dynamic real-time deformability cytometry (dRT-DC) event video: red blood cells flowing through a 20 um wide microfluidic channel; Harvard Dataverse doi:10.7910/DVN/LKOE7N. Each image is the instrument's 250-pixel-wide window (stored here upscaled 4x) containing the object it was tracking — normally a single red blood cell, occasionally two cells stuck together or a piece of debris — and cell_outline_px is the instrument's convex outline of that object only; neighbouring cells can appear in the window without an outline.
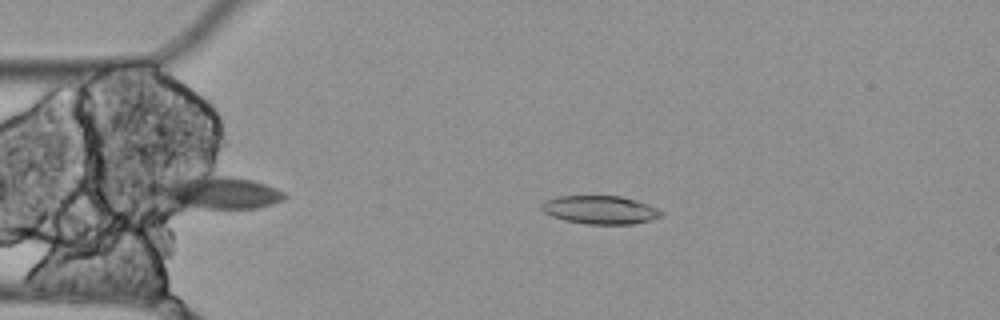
{"species": "Egyptian fruit bat (a non-hibernating species)", "species_latin": "Rousettus aegyptiacus", "temperature_condition": "cold", "stored_images_in_passage": 3, "camera_frame_rate_fps": 3000, "um_per_image_px": 0.085, "animal": {"sex": "female"}, "frame": {"image": 1, "passage_image": 2, "time_ms": 0.333, "image_size_px": [1000, 320], "cell_outline_px": [[664, 216], [652, 220], [632, 224], [584, 224], [564, 220], [552, 216], [544, 212], [540, 208], [540, 204], [544, 200], [556, 196], [620, 196], [636, 200], [648, 204], [664, 212]], "centroid_in_image_um": [51.01, 17.84], "position_along_channel_um": 34.0, "area_um2": 20.0}}